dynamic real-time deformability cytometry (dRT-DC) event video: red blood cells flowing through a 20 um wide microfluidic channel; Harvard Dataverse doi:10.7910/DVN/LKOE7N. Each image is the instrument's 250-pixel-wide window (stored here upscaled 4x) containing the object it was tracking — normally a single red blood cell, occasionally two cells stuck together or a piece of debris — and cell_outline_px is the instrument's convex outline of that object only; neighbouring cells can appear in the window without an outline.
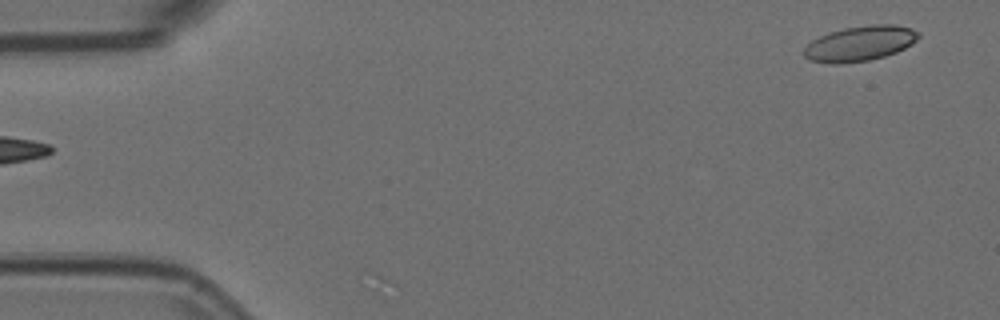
{"species": "Egyptian fruit bat (a non-hibernating species)", "species_latin": "Rousettus aegyptiacus", "temperature_condition": "room temperature", "stored_images_in_passage": 2, "camera_frame_rate_fps": 3000, "um_per_image_px": 0.085, "animal": {"sex": "female"}, "frame": {"image": 1, "passage_image": 2, "time_ms": 0.333, "image_size_px": [1000, 320], "cell_outline_px": [[920, 36], [912, 44], [896, 52], [884, 56], [868, 60], [840, 64], [828, 64], [808, 60], [804, 56], [804, 48], [812, 40], [828, 32], [844, 28], [872, 24], [896, 24], [912, 28], [920, 32]], "centroid_in_image_um": [73.09, 3.69], "position_along_channel_um": 11.9, "area_um2": 23.64}}